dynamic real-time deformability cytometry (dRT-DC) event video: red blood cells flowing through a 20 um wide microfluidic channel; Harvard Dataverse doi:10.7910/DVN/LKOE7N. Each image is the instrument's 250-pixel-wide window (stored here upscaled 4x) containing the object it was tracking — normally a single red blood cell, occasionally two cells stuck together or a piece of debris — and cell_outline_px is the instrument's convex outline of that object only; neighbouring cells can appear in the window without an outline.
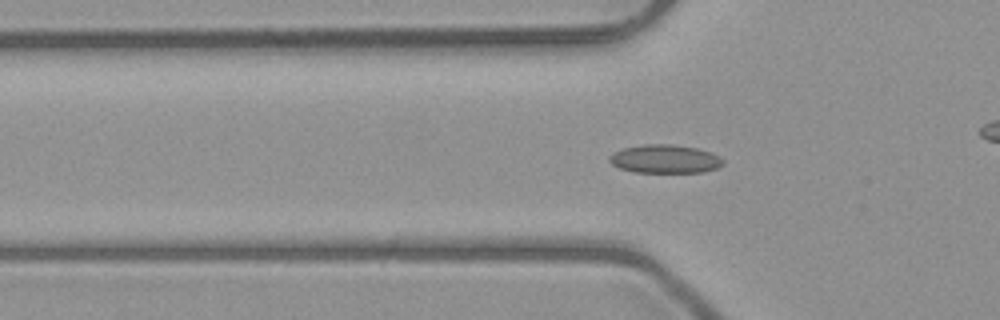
{"species": "common noctule bat (a hibernating species)", "species_latin": "Nyctalus noctula", "temperature_condition": "room temperature", "stored_images_in_passage": 53, "camera_frame_rate_fps": 3000, "um_per_image_px": 0.085, "animal": {"sex": "male", "body_mass_g": 23.1, "forearm_length_mm": 52.7}, "frame": {"image": 1, "passage_image": 18, "time_ms": 5.667, "image_size_px": [1000, 320], "cell_outline_px": [[724, 164], [716, 168], [704, 172], [636, 172], [620, 168], [612, 164], [608, 160], [608, 156], [612, 152], [624, 148], [644, 144], [672, 144], [696, 148], [712, 152], [720, 156], [724, 160]], "centroid_in_image_um": [56.53, 13.5], "position_along_channel_um": 69.3, "area_um2": 18.96}}
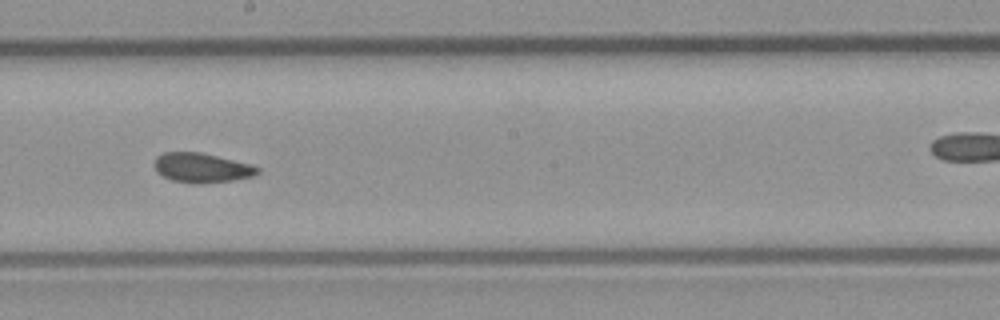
{"frame": {"image": 2, "passage_image": 30, "time_ms": 9.667, "image_size_px": [1000, 320], "cell_outline_px": [[260, 172], [252, 176], [232, 180], [200, 184], [172, 180], [156, 172], [156, 156], [164, 152], [200, 152], [252, 164], [260, 168]], "centroid_in_image_um": [17.17, 14.26], "position_along_channel_um": 231.0, "area_um2": 17.63}}
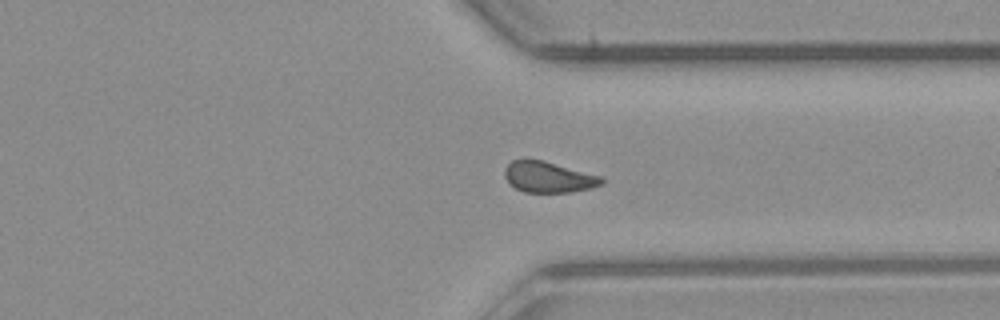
{"frame": {"image": 3, "passage_image": 40, "time_ms": 13.0, "image_size_px": [1000, 320], "cell_outline_px": [[604, 184], [592, 188], [572, 192], [524, 192], [508, 184], [504, 176], [504, 168], [512, 160], [544, 160], [600, 176], [604, 180]], "centroid_in_image_um": [46.61, 15.06], "position_along_channel_um": 364.8, "area_um2": 17.51}, "authors_computed_cell_mechanics": {"area_um2": 17.9758, "velocity_mm_per_s": 4.0279, "shape_relaxation_time_tau1_ms": null, "shape_relaxation_time_tau2_ms": 1.7005, "deformation_change_tau1": null, "deformation_change_tau2": 0.0548}}